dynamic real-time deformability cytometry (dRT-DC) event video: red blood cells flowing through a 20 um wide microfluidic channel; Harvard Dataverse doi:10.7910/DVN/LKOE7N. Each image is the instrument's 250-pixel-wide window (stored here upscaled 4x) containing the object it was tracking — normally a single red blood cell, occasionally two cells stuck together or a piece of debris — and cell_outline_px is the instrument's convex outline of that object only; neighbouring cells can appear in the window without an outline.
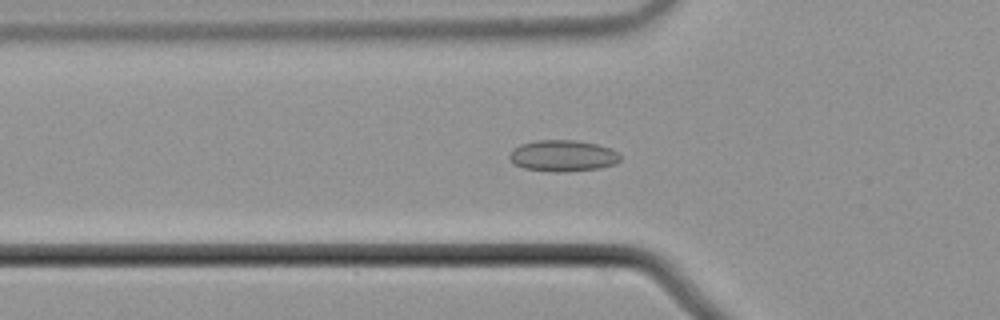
{"species": "common noctule bat (a hibernating species)", "species_latin": "Nyctalus noctula", "temperature_condition": "cold", "stored_images_in_passage": 52, "camera_frame_rate_fps": 3000, "um_per_image_px": 0.085, "animal": {"sex": "male", "body_mass_g": 21.5, "forearm_length_mm": 52.0}, "frame": {"image": 1, "passage_image": 16, "time_ms": 5.0, "image_size_px": [1000, 320], "cell_outline_px": [[620, 160], [616, 164], [600, 168], [556, 172], [524, 168], [512, 164], [508, 156], [512, 148], [520, 144], [536, 140], [576, 140], [596, 144], [612, 148], [620, 156]], "centroid_in_image_um": [47.81, 13.23], "position_along_channel_um": 78.0, "area_um2": 20.35}}
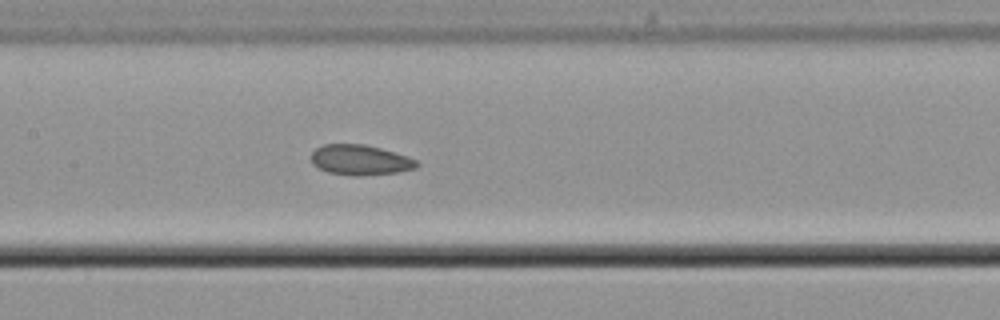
{"frame": {"image": 2, "passage_image": 24, "time_ms": 7.667, "image_size_px": [1000, 320], "cell_outline_px": [[420, 164], [416, 168], [400, 172], [356, 176], [352, 176], [328, 172], [312, 164], [312, 152], [316, 148], [324, 144], [364, 144], [380, 148], [408, 156], [416, 160]], "centroid_in_image_um": [30.64, 13.6], "position_along_channel_um": 176.8, "area_um2": 18.61}}
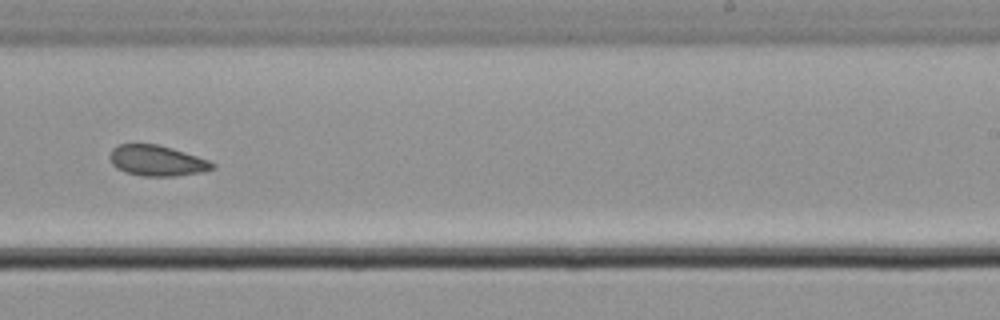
{"frame": {"image": 3, "passage_image": 32, "time_ms": 10.333, "image_size_px": [1000, 320], "cell_outline_px": [[216, 168], [204, 172], [176, 176], [140, 176], [124, 172], [116, 168], [112, 164], [112, 148], [120, 144], [156, 144], [172, 148], [208, 160], [216, 164]], "centroid_in_image_um": [13.38, 13.67], "position_along_channel_um": 275.6, "area_um2": 18.26}, "authors_computed_cell_mechanics": {"area_um2": 18.6405, "velocity_mm_per_s": 3.7218, "shape_relaxation_time_tau1_ms": null, "shape_relaxation_time_tau2_ms": 3.6856, "deformation_change_tau1": null, "deformation_change_tau2": 0.0747}}